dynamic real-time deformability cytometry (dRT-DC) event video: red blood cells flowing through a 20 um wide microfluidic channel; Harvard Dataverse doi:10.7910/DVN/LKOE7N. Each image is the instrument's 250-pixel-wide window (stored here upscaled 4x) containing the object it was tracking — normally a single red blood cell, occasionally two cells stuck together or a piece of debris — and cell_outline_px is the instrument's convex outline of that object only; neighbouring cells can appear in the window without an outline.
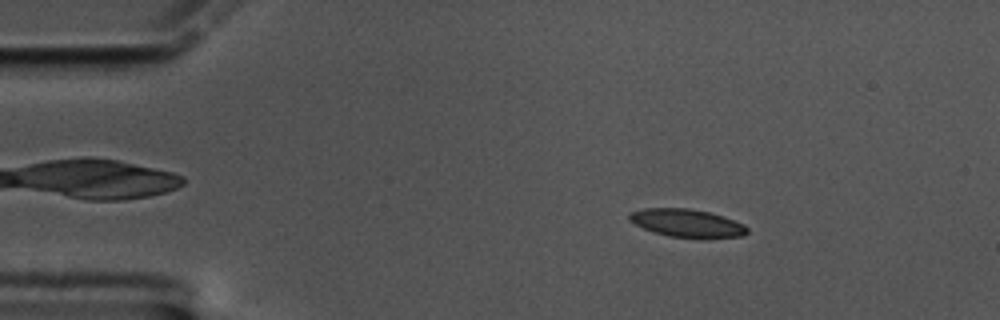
{"species": "common noctule bat (a hibernating species)", "species_latin": "Nyctalus noctula", "temperature_condition": "cold", "stored_images_in_passage": 59, "camera_frame_rate_fps": 3000, "um_per_image_px": 0.085, "animal": {"sex": "male", "body_mass_g": 17.5, "forearm_length_mm": 52.3}, "frame": {"image": 1, "passage_image": 9, "time_ms": 2.667, "image_size_px": [1000, 320], "cell_outline_px": [[748, 232], [744, 236], [700, 240], [668, 236], [652, 232], [628, 220], [628, 216], [632, 212], [644, 208], [688, 208], [712, 212], [724, 216], [744, 224], [748, 228]], "centroid_in_image_um": [58.46, 18.99], "position_along_channel_um": 26.5, "area_um2": 19.88}}
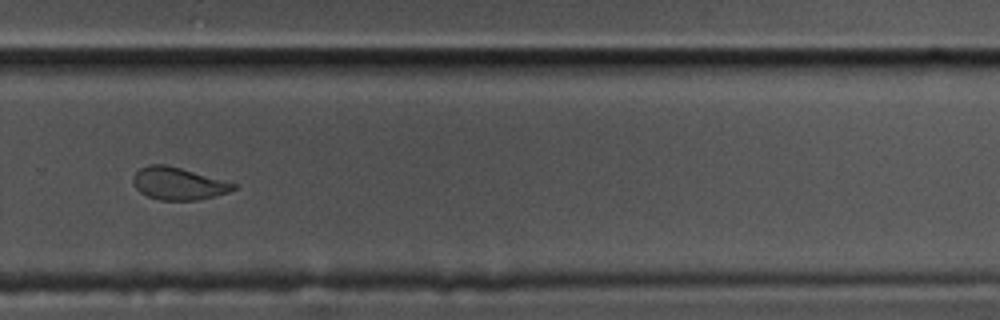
{"frame": {"image": 2, "passage_image": 40, "time_ms": 13.0, "image_size_px": [1000, 320], "cell_outline_px": [[236, 188], [228, 192], [200, 200], [160, 200], [148, 196], [140, 192], [136, 188], [132, 180], [132, 176], [140, 168], [148, 164], [164, 164], [180, 168], [236, 184]], "centroid_in_image_um": [15.11, 15.61], "position_along_channel_um": 314.7, "area_um2": 18.73}}
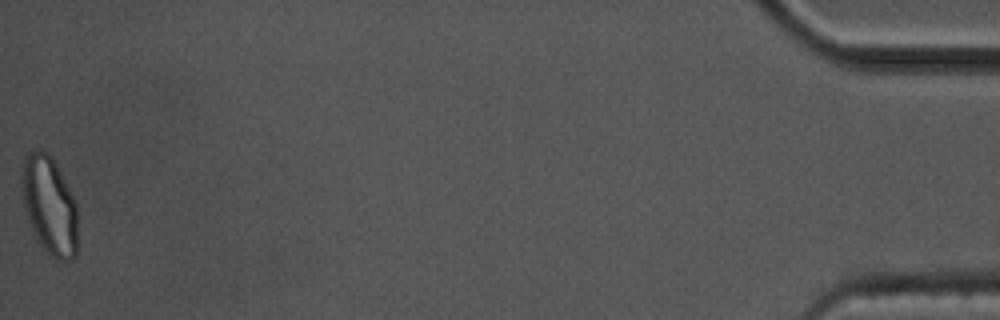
{"frame": {"image": 3, "passage_image": 59, "time_ms": 19.333, "image_size_px": [1000, 320], "cell_outline_px": [[76, 256], [72, 260], [56, 260], [36, 240], [28, 220], [24, 204], [20, 180], [24, 156], [28, 152], [40, 148], [52, 156], [76, 204]], "centroid_in_image_um": [4.17, 17.44], "position_along_channel_um": 431.0, "area_um2": 31.91}, "authors_computed_cell_mechanics": {"area_um2": 19.8832, "velocity_mm_per_s": 3.3838, "shape_relaxation_time_tau1_ms": null, "shape_relaxation_time_tau2_ms": 2.3942, "deformation_change_tau1": null, "deformation_change_tau2": 0.0621}}